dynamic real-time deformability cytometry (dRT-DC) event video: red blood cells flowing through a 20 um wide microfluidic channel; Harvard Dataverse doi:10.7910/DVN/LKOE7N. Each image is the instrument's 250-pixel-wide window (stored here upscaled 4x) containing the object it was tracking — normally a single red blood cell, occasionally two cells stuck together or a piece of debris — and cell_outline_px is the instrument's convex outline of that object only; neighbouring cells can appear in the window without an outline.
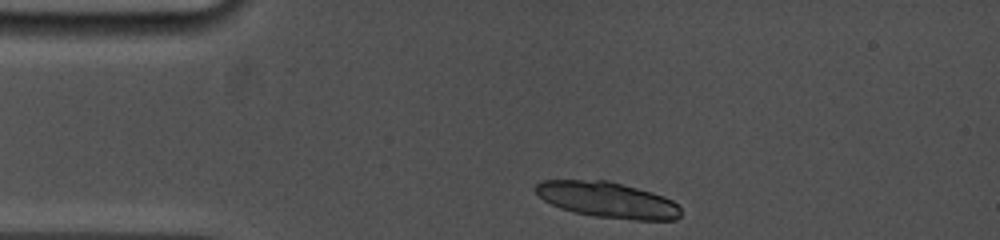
{"species": "common noctule bat (a hibernating species)", "species_latin": "Nyctalus noctula", "temperature_condition": "cold", "stored_images_in_passage": 2, "camera_frame_rate_fps": 5000, "um_per_image_px": 0.085, "animal": {"sex": "female", "body_mass_g": 19.0, "forearm_length_mm": 53.3}, "frame": {"image": 1, "passage_image": 1, "time_ms": 0.0, "image_size_px": [1000, 240], "cell_outline_px": [[680, 216], [676, 220], [632, 220], [596, 216], [572, 212], [560, 208], [544, 200], [532, 188], [540, 180], [608, 180], [652, 192], [664, 196], [672, 200], [680, 208]], "centroid_in_image_um": [51.62, 16.98], "position_along_channel_um": 33.4, "area_um2": 30.4}}